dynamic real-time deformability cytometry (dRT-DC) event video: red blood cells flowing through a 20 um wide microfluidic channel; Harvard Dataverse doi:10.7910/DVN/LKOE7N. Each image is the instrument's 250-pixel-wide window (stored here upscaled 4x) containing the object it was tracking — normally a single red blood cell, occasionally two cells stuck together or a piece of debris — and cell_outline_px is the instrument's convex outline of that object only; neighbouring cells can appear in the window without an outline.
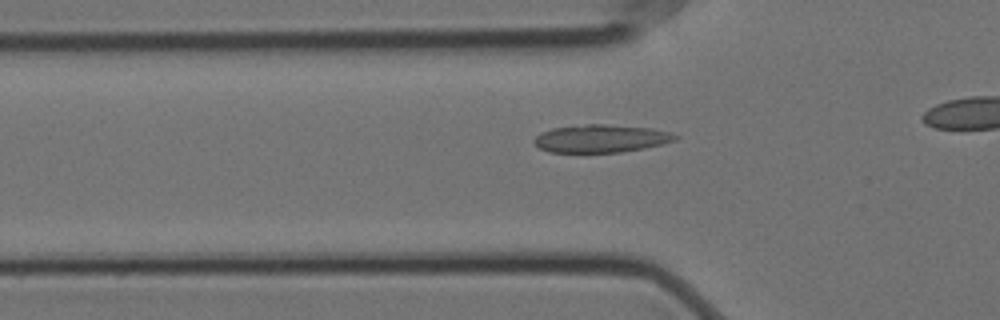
{"species": "Egyptian fruit bat (a non-hibernating species)", "species_latin": "Rousettus aegyptiacus", "temperature_condition": "cold", "stored_images_in_passage": 40, "camera_frame_rate_fps": 3000, "um_per_image_px": 0.085, "animal": {"sex": "female"}, "frame": {"image": 1, "passage_image": 13, "time_ms": 4.0, "image_size_px": [1000, 320], "cell_outline_px": [[680, 136], [676, 140], [644, 148], [620, 152], [548, 152], [540, 148], [532, 140], [540, 132], [552, 128], [588, 124], [604, 124], [648, 128], [668, 132]], "centroid_in_image_um": [51.04, 11.77], "position_along_channel_um": 74.8, "area_um2": 22.66}}
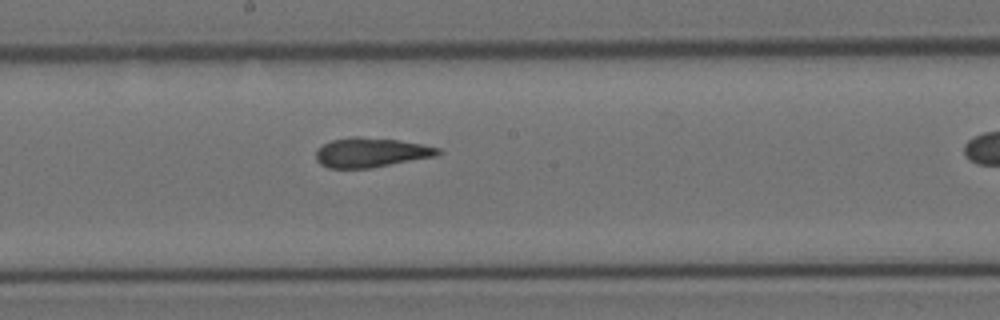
{"frame": {"image": 2, "passage_image": 25, "time_ms": 8.0, "image_size_px": [1000, 320], "cell_outline_px": [[444, 152], [436, 156], [372, 168], [328, 168], [320, 164], [316, 160], [316, 152], [324, 144], [332, 140], [352, 136], [356, 136], [396, 140], [424, 144], [440, 148]], "centroid_in_image_um": [31.57, 12.97], "position_along_channel_um": 216.6, "area_um2": 21.04}}
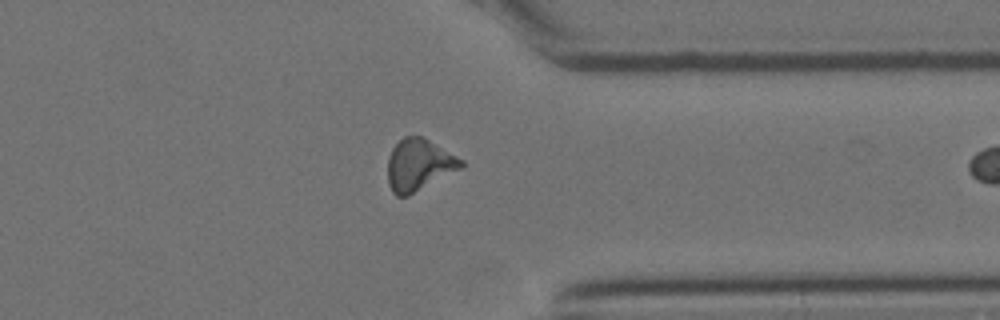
{"frame": {"image": 3, "passage_image": 39, "time_ms": 12.667, "image_size_px": [1000, 320], "cell_outline_px": [[464, 168], [408, 196], [396, 196], [392, 192], [388, 184], [388, 156], [392, 148], [404, 136], [420, 136], [428, 140], [464, 160]], "centroid_in_image_um": [35.62, 14.04], "position_along_channel_um": 375.8, "area_um2": 22.25}}